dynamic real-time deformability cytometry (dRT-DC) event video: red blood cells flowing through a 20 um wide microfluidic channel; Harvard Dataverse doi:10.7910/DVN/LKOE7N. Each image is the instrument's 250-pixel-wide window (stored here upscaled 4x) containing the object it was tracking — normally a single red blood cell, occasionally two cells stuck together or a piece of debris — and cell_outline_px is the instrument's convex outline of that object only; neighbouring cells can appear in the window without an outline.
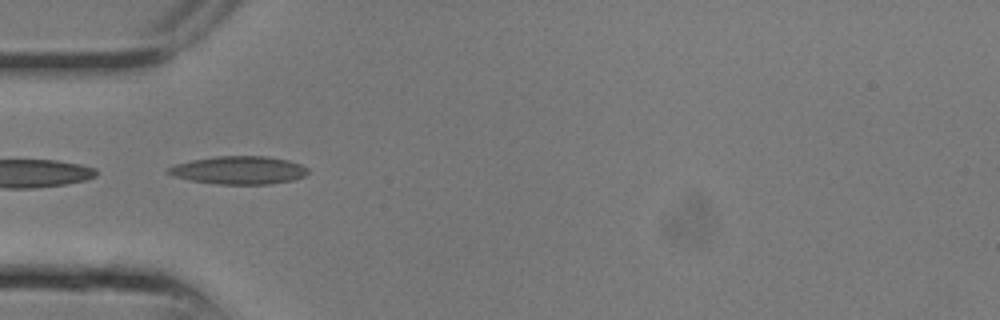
{"species": "common noctule bat (a hibernating species)", "species_latin": "Nyctalus noctula", "temperature_condition": "room temperature", "stored_images_in_passage": 4, "camera_frame_rate_fps": 3000, "um_per_image_px": 0.085, "animal": {"sex": "male", "body_mass_g": 13.3}, "frame": {"image": 1, "passage_image": 3, "time_ms": 0.667, "image_size_px": [1000, 320], "cell_outline_px": [[308, 172], [304, 176], [292, 180], [272, 184], [216, 184], [192, 180], [172, 176], [164, 172], [164, 168], [176, 164], [192, 160], [216, 156], [268, 156], [288, 160], [300, 164], [308, 168]], "centroid_in_image_um": [20.27, 14.46], "position_along_channel_um": 64.7, "area_um2": 22.95}}